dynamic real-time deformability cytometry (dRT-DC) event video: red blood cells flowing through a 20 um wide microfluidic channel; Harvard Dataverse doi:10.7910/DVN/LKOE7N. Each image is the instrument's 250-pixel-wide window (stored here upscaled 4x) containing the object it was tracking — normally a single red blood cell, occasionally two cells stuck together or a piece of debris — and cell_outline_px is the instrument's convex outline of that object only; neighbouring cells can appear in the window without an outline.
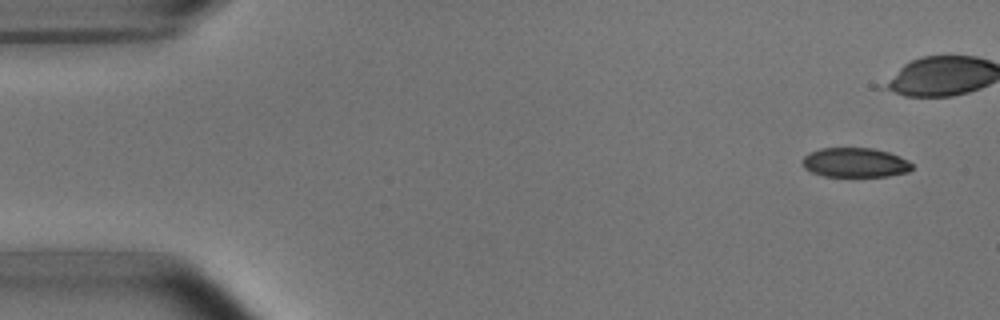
{"species": "common noctule bat (a hibernating species)", "species_latin": "Nyctalus noctula", "temperature_condition": "room temperature", "stored_images_in_passage": 6, "camera_frame_rate_fps": 3000, "um_per_image_px": 0.085, "animal": {"sex": "male", "body_mass_g": 15.6}, "frame": {"image": 1, "passage_image": 1, "time_ms": 0.0, "image_size_px": [1000, 320], "cell_outline_px": [[912, 168], [908, 172], [888, 176], [824, 176], [812, 172], [804, 168], [800, 160], [808, 152], [820, 148], [872, 148], [888, 152], [900, 156], [908, 160], [912, 164]], "centroid_in_image_um": [72.65, 13.81], "position_along_channel_um": 12.3, "area_um2": 18.96}}